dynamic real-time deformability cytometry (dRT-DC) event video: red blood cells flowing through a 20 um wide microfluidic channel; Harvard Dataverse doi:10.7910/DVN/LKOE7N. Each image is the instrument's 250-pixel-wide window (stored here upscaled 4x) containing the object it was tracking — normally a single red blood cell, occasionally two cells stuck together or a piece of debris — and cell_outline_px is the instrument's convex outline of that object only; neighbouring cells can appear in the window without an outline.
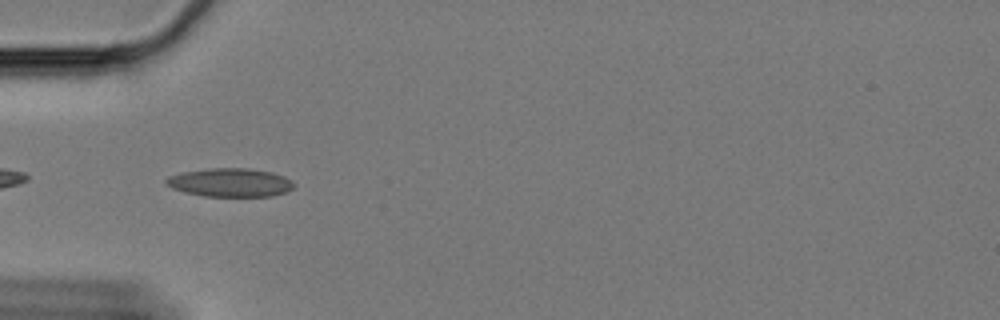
{"species": "Egyptian fruit bat (a non-hibernating species)", "species_latin": "Rousettus aegyptiacus", "temperature_condition": "cold", "stored_images_in_passage": 43, "camera_frame_rate_fps": 3000, "um_per_image_px": 0.085, "animal": {"sex": "female"}, "frame": {"image": 1, "passage_image": 2, "time_ms": 0.333, "image_size_px": [1000, 320], "cell_outline_px": [[292, 188], [284, 192], [272, 196], [204, 196], [172, 188], [164, 184], [164, 180], [168, 176], [184, 172], [208, 168], [248, 168], [272, 172], [284, 176], [292, 180]], "centroid_in_image_um": [19.54, 15.5], "position_along_channel_um": 65.5, "area_um2": 21.1}}
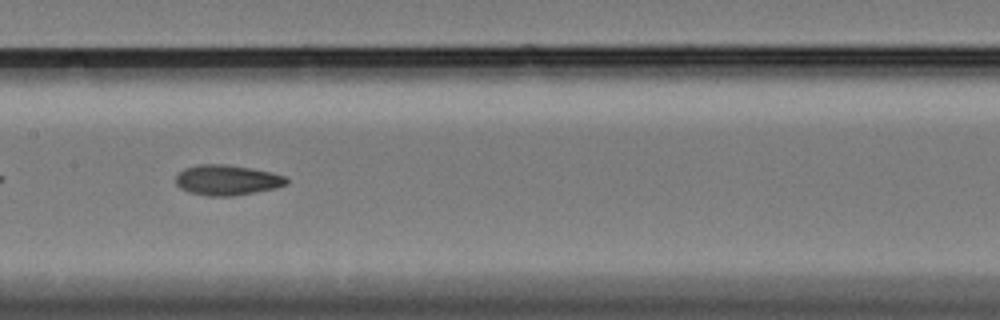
{"frame": {"image": 2, "passage_image": 13, "time_ms": 4.0, "image_size_px": [1000, 320], "cell_outline_px": [[288, 184], [276, 188], [232, 196], [208, 196], [188, 192], [180, 188], [176, 184], [176, 176], [184, 168], [200, 164], [224, 164], [272, 172], [284, 176], [288, 180]], "centroid_in_image_um": [19.29, 15.31], "position_along_channel_um": 188.1, "area_um2": 19.48}}
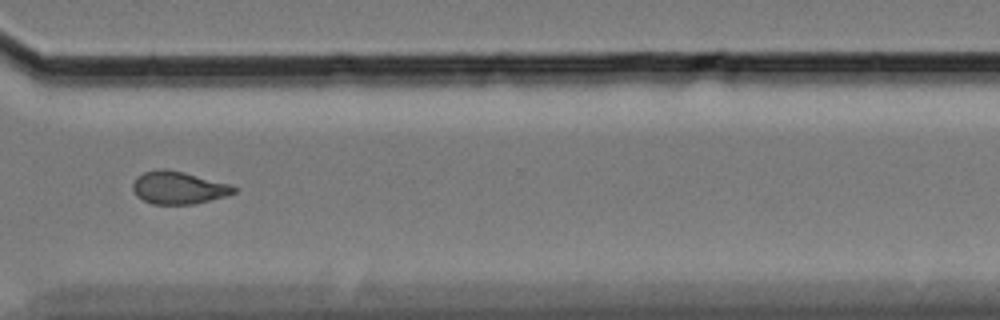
{"frame": {"image": 3, "passage_image": 28, "time_ms": 9.0, "image_size_px": [1000, 320], "cell_outline_px": [[236, 192], [224, 196], [192, 204], [152, 204], [136, 196], [132, 188], [132, 184], [136, 176], [144, 172], [156, 168], [164, 168], [184, 172], [228, 184], [236, 188]], "centroid_in_image_um": [15.09, 15.94], "position_along_channel_um": 355.5, "area_um2": 19.07}, "authors_computed_cell_mechanics": {"area_um2": 18.9584, "velocity_mm_per_s": 3.3538, "shape_relaxation_time_tau1_ms": 10.4023, "shape_relaxation_time_tau2_ms": 3.1432, "deformation_change_tau1": 0.2161, "deformation_change_tau2": 0.0925}}